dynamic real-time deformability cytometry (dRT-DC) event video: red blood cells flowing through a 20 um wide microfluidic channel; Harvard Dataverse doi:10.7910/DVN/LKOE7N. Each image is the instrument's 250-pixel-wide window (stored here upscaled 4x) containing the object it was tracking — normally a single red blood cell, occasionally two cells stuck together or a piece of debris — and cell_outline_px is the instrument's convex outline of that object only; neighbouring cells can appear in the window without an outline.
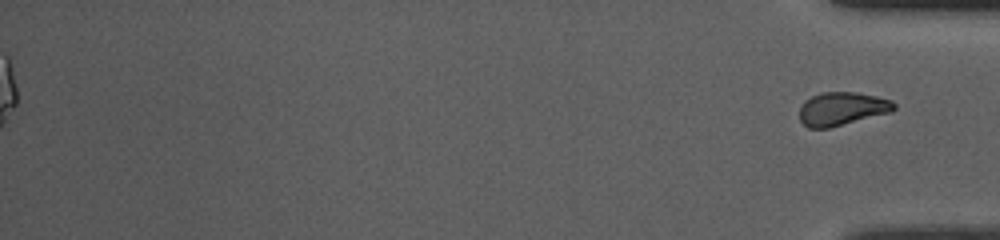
{"species": "common noctule bat (a hibernating species)", "species_latin": "Nyctalus noctula", "temperature_condition": "room temperature", "stored_images_in_passage": 53, "segment_of_instrument_passage": [2, 2], "camera_frame_rate_fps": 3000, "um_per_image_px": 0.085, "animal": {"sex": "female", "body_mass_g": 10.0, "forearm_length_mm": 53.1}, "frame": {"image": 1, "passage_image": 53, "time_ms": 17.333, "image_size_px": [1000, 240], "cell_outline_px": [[896, 108], [892, 112], [828, 128], [808, 128], [800, 120], [800, 104], [804, 100], [812, 96], [824, 92], [856, 92], [876, 96], [892, 100], [896, 104]], "centroid_in_image_um": [71.58, 9.24], "position_along_channel_um": 363.6, "area_um2": 18.44}}